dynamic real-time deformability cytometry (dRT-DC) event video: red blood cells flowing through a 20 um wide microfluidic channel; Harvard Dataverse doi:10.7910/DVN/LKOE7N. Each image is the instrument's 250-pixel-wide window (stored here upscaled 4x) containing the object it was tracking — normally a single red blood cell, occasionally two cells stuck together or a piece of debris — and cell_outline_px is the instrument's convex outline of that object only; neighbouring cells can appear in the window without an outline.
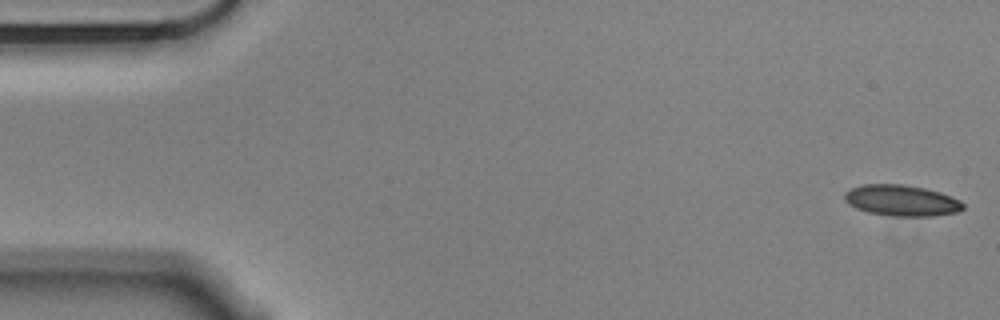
{"species": "Egyptian fruit bat (a non-hibernating species)", "species_latin": "Rousettus aegyptiacus", "temperature_condition": "cold", "stored_images_in_passage": 56, "camera_frame_rate_fps": 3000, "um_per_image_px": 0.085, "animal": {"sex": "male"}, "frame": {"image": 1, "passage_image": 1, "time_ms": 0.0, "image_size_px": [1000, 320], "cell_outline_px": [[964, 208], [956, 212], [936, 216], [896, 216], [868, 212], [856, 208], [848, 204], [844, 200], [844, 192], [852, 188], [864, 184], [900, 184], [924, 188], [940, 192], [960, 200], [964, 204]], "centroid_in_image_um": [76.62, 17.04], "position_along_channel_um": 8.4, "area_um2": 21.39}}
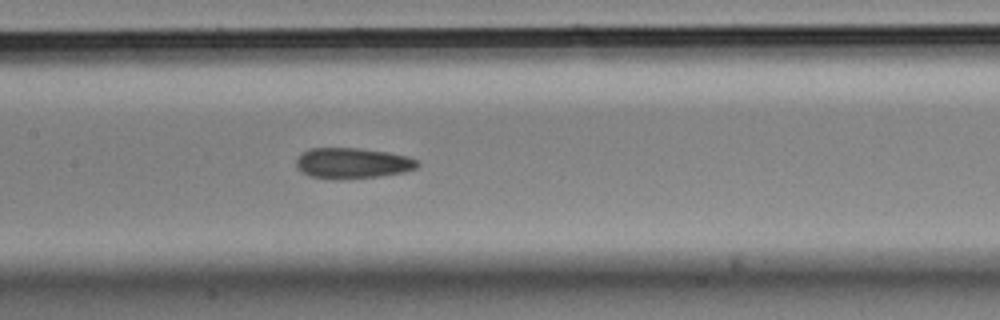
{"frame": {"image": 2, "passage_image": 26, "time_ms": 8.333, "image_size_px": [1000, 320], "cell_outline_px": [[420, 164], [416, 168], [404, 172], [380, 176], [336, 180], [332, 180], [308, 176], [300, 172], [296, 168], [296, 160], [308, 148], [360, 148], [388, 152], [408, 156], [416, 160]], "centroid_in_image_um": [29.93, 13.88], "position_along_channel_um": 177.5, "area_um2": 21.96}}
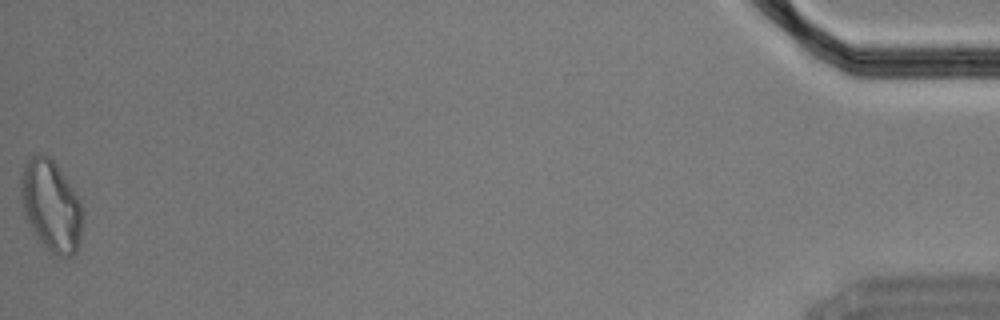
{"frame": {"image": 3, "passage_image": 56, "time_ms": 18.333, "image_size_px": [1000, 320], "cell_outline_px": [[84, 220], [76, 252], [72, 256], [64, 256], [48, 252], [24, 216], [20, 196], [20, 176], [24, 164], [36, 152], [48, 156], [56, 164], [80, 196], [84, 212]], "centroid_in_image_um": [4.36, 17.46], "position_along_channel_um": 430.8, "area_um2": 33.35}, "authors_computed_cell_mechanics": {"area_um2": 21.9351, "velocity_mm_per_s": 3.5356, "shape_relaxation_time_tau1_ms": 6.3161, "shape_relaxation_time_tau2_ms": 3.9631, "deformation_change_tau1": 0.1166, "deformation_change_tau2": 0.1134}}